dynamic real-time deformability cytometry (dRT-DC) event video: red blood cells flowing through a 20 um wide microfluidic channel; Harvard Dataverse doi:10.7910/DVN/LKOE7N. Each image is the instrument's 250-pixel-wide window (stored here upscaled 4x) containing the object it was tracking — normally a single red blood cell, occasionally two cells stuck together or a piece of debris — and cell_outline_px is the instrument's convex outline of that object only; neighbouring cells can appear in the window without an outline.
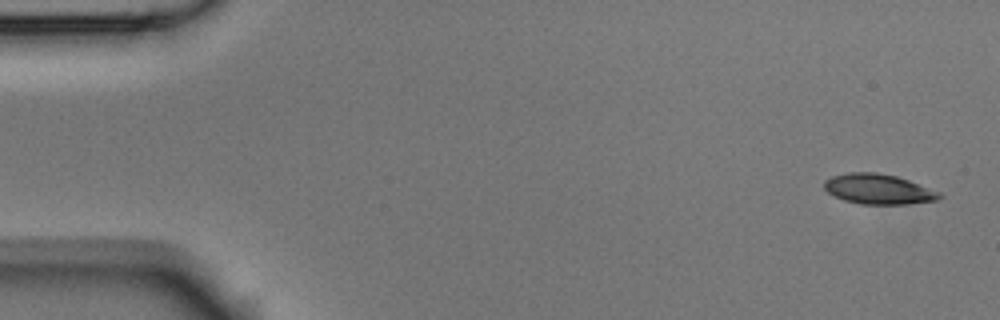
{"species": "Egyptian fruit bat (a non-hibernating species)", "species_latin": "Rousettus aegyptiacus", "temperature_condition": "room temperature", "stored_images_in_passage": 8, "camera_frame_rate_fps": 3000, "um_per_image_px": 0.085, "animal": {"sex": "male"}, "frame": {"image": 1, "passage_image": 1, "time_ms": 0.0, "image_size_px": [1000, 320], "cell_outline_px": [[944, 196], [936, 200], [908, 204], [860, 204], [844, 200], [828, 192], [824, 188], [824, 180], [832, 176], [848, 172], [876, 172], [896, 176], [908, 180], [940, 192]], "centroid_in_image_um": [74.66, 16.07], "position_along_channel_um": 10.3, "area_um2": 20.17}}
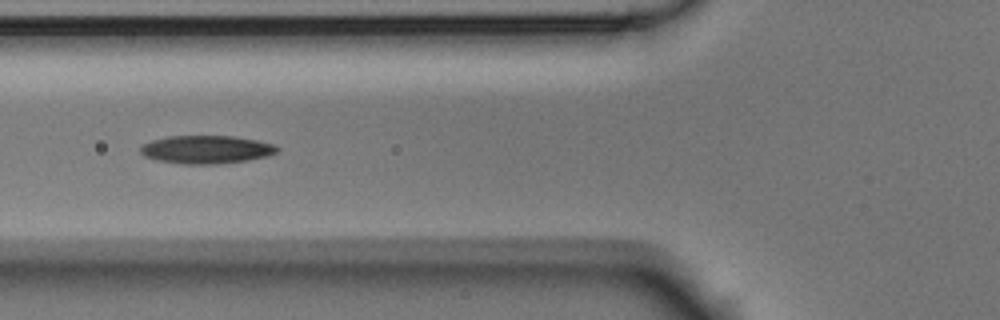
{"frame": {"image": 2, "passage_image": 6, "time_ms": 1.667, "image_size_px": [1000, 320], "cell_outline_px": [[280, 148], [276, 152], [268, 156], [248, 160], [216, 164], [180, 164], [156, 160], [144, 156], [140, 152], [140, 148], [144, 144], [152, 140], [168, 136], [232, 136], [256, 140], [272, 144]], "centroid_in_image_um": [17.52, 12.71], "position_along_channel_um": 108.3, "area_um2": 22.37}}
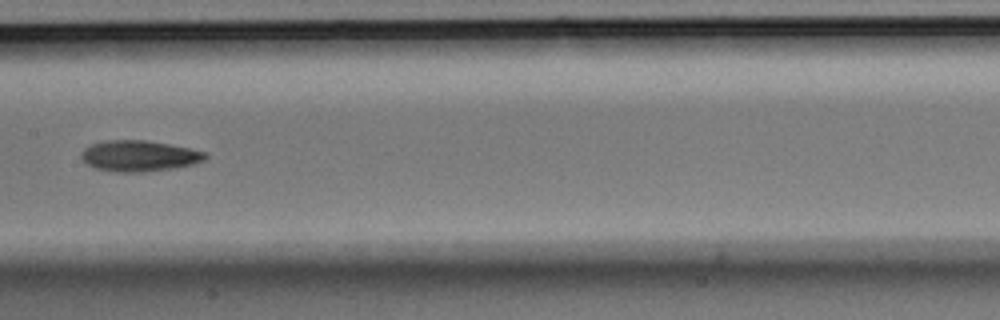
{"frame": {"image": 3, "passage_image": 8, "time_ms": 2.333, "image_size_px": [1000, 320], "cell_outline_px": [[208, 156], [204, 160], [192, 164], [168, 168], [140, 172], [116, 172], [96, 168], [88, 164], [80, 156], [84, 148], [92, 144], [108, 140], [144, 140], [168, 144], [188, 148], [204, 152]], "centroid_in_image_um": [11.79, 13.24], "position_along_channel_um": 195.6, "area_um2": 21.85}}